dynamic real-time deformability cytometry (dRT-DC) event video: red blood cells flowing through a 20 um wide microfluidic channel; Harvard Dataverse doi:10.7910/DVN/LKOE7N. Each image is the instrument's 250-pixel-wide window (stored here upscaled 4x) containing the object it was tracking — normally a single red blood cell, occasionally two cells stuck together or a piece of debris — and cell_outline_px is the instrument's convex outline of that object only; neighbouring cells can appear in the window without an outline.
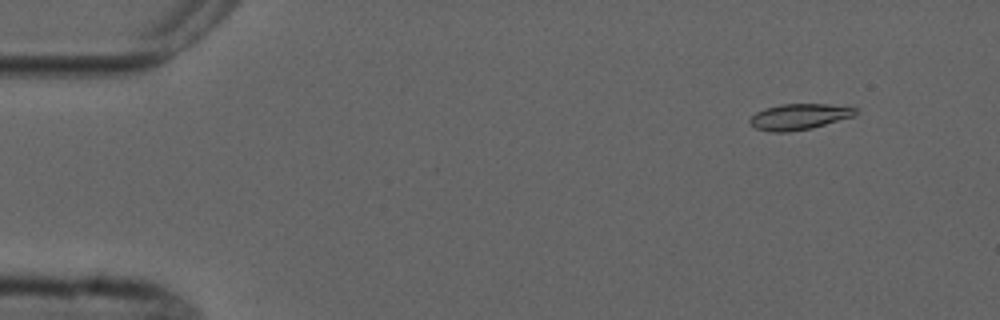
{"species": "common noctule bat (a hibernating species)", "species_latin": "Nyctalus noctula", "temperature_condition": "cold", "stored_images_in_passage": 5, "camera_frame_rate_fps": 3000, "um_per_image_px": 0.085, "animal": {"sex": "male", "forearm_length_mm": 52.5}, "frame": {"image": 1, "passage_image": 2, "time_ms": 1.333, "image_size_px": [1000, 320], "cell_outline_px": [[856, 116], [812, 128], [788, 132], [772, 132], [756, 128], [748, 120], [756, 112], [764, 108], [780, 104], [828, 104], [856, 108]], "centroid_in_image_um": [67.93, 9.92], "position_along_channel_um": 17.1, "area_um2": 15.95}}
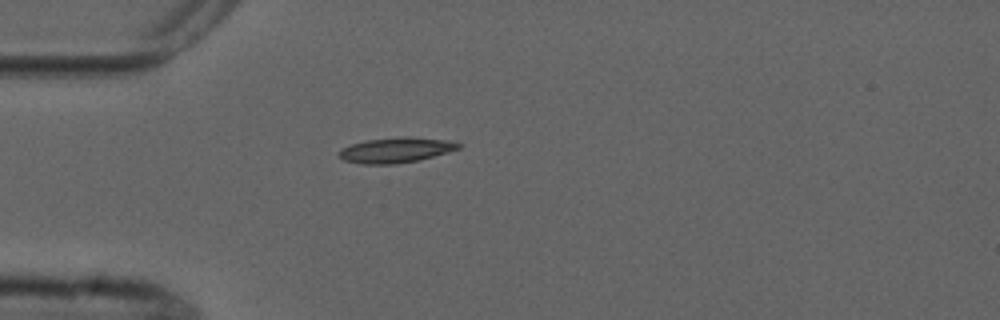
{"frame": {"image": 2, "passage_image": 5, "time_ms": 4.667, "image_size_px": [1000, 320], "cell_outline_px": [[460, 148], [448, 152], [416, 160], [396, 164], [364, 164], [344, 160], [340, 156], [340, 148], [352, 144], [368, 140], [448, 140], [460, 144]], "centroid_in_image_um": [33.58, 12.82], "position_along_channel_um": 51.4, "area_um2": 16.07}}